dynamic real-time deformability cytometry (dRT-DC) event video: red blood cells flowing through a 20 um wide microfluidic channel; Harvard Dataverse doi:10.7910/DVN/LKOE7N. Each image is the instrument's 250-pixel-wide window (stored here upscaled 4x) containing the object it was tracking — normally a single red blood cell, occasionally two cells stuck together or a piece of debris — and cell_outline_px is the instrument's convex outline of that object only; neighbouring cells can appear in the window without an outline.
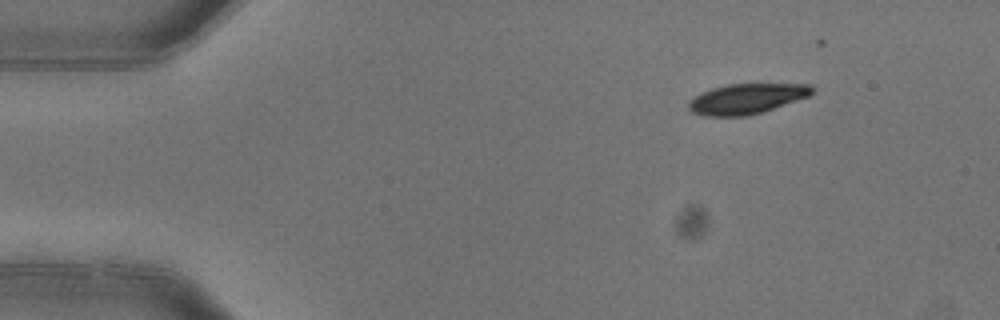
{"species": "common noctule bat (a hibernating species)", "species_latin": "Nyctalus noctula", "temperature_condition": "warm", "stored_images_in_passage": 4, "camera_frame_rate_fps": 3000, "um_per_image_px": 0.085, "animal": {"sex": "female"}, "frame": {"image": 1, "passage_image": 1, "time_ms": 0.0, "image_size_px": [1000, 320], "cell_outline_px": [[816, 88], [808, 96], [764, 112], [748, 116], [704, 116], [688, 112], [688, 100], [712, 88], [728, 84], [812, 84]], "centroid_in_image_um": [63.45, 8.4], "position_along_channel_um": 21.6, "area_um2": 21.91}}
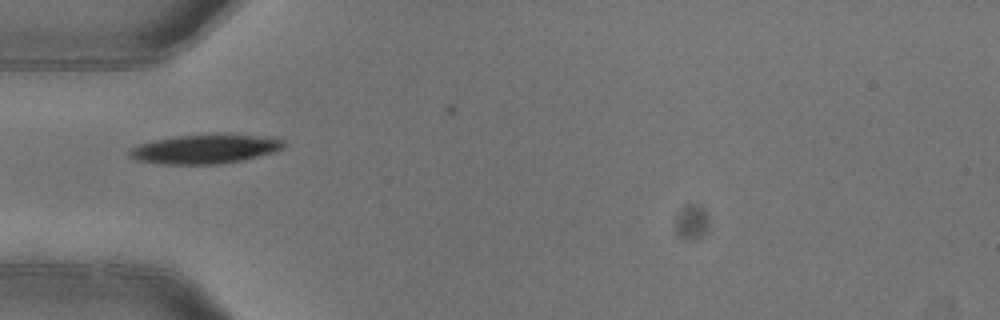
{"frame": {"image": 2, "passage_image": 3, "time_ms": 0.667, "image_size_px": [1000, 320], "cell_outline_px": [[284, 148], [272, 152], [240, 160], [220, 164], [164, 164], [136, 160], [128, 156], [128, 152], [132, 148], [140, 144], [152, 140], [176, 136], [252, 136], [284, 140]], "centroid_in_image_um": [17.32, 12.7], "position_along_channel_um": 67.7, "area_um2": 25.14}}